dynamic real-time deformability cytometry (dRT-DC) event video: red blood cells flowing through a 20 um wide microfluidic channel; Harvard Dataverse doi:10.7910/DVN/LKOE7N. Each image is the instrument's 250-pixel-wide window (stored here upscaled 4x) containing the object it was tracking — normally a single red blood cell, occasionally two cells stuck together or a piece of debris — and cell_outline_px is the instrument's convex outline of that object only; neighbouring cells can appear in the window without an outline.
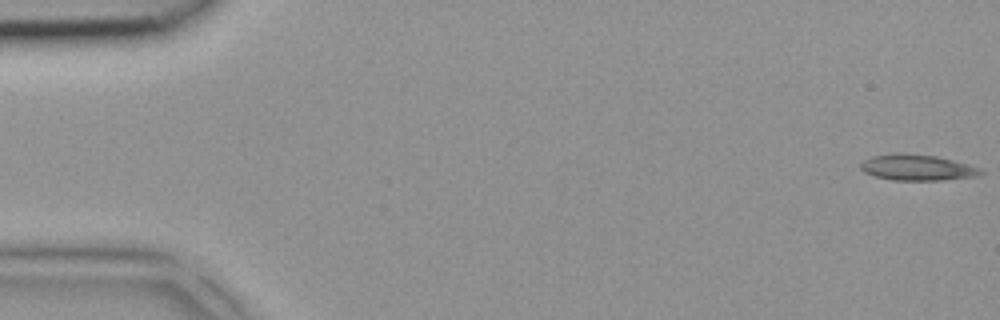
{"species": "common noctule bat (a hibernating species)", "species_latin": "Nyctalus noctula", "temperature_condition": "room temperature", "stored_images_in_passage": 6, "camera_frame_rate_fps": 3000, "um_per_image_px": 0.085, "animal": {"sex": "female", "body_mass_g": 18.4}, "frame": {"image": 1, "passage_image": 1, "time_ms": 0.0, "image_size_px": [1000, 320], "cell_outline_px": [[984, 172], [976, 176], [940, 180], [892, 180], [876, 176], [864, 172], [860, 168], [860, 164], [864, 160], [872, 156], [896, 152], [904, 152], [936, 156], [968, 164], [980, 168]], "centroid_in_image_um": [77.93, 14.22], "position_along_channel_um": 7.1, "area_um2": 18.15}}
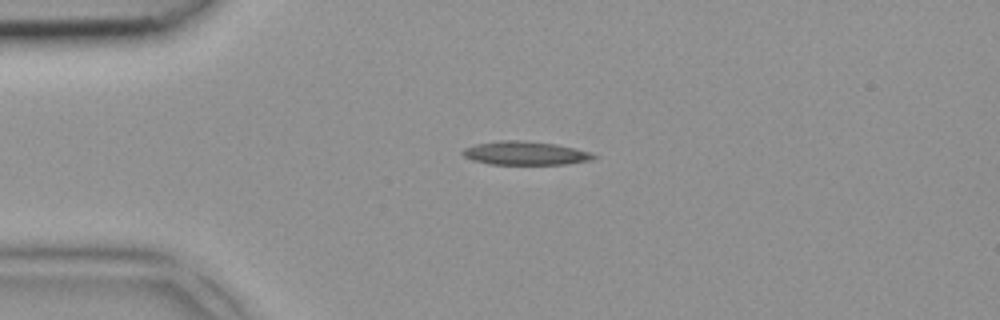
{"frame": {"image": 2, "passage_image": 4, "time_ms": 1.0, "image_size_px": [1000, 320], "cell_outline_px": [[600, 156], [592, 160], [564, 164], [492, 164], [472, 160], [464, 156], [460, 152], [464, 148], [476, 144], [500, 140], [524, 140], [556, 144], [576, 148], [592, 152]], "centroid_in_image_um": [44.69, 13.01], "position_along_channel_um": 40.3, "area_um2": 18.15}}